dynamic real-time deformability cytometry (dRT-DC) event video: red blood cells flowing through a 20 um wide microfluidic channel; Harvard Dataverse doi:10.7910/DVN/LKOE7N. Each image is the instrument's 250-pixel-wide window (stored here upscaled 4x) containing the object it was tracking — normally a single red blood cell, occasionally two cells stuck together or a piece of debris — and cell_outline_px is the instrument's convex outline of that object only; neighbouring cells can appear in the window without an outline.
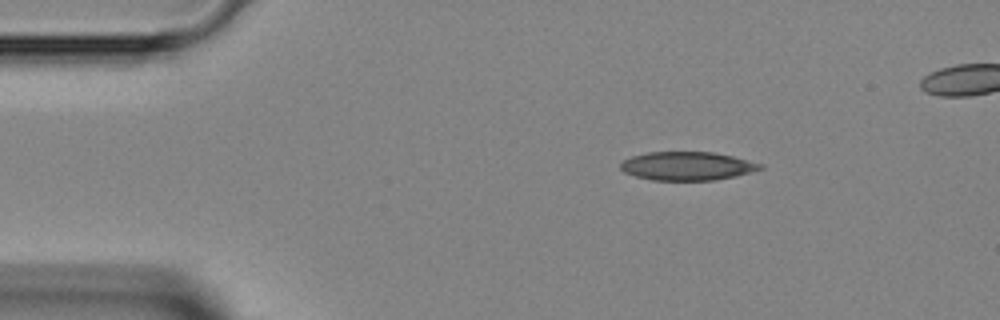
{"species": "Egyptian fruit bat (a non-hibernating species)", "species_latin": "Rousettus aegyptiacus", "temperature_condition": "room temperature", "stored_images_in_passage": 37, "camera_frame_rate_fps": 3000, "um_per_image_px": 0.085, "animal": {"sex": "female"}, "frame": {"image": 1, "passage_image": 1, "time_ms": 0.0, "image_size_px": [1000, 320], "cell_outline_px": [[764, 168], [752, 172], [736, 176], [716, 180], [652, 180], [636, 176], [624, 172], [620, 168], [620, 164], [624, 160], [632, 156], [648, 152], [716, 152], [764, 164]], "centroid_in_image_um": [58.45, 14.11], "position_along_channel_um": 26.6, "area_um2": 23.29}}
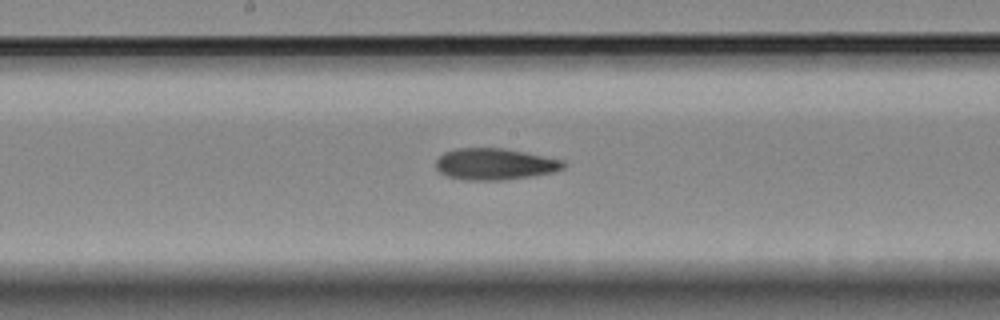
{"frame": {"image": 2, "passage_image": 17, "time_ms": 5.333, "image_size_px": [1000, 320], "cell_outline_px": [[568, 164], [564, 168], [552, 172], [532, 176], [504, 180], [464, 180], [448, 176], [440, 172], [436, 168], [436, 160], [444, 152], [456, 148], [504, 148], [564, 160]], "centroid_in_image_um": [42.07, 13.95], "position_along_channel_um": 206.1, "area_um2": 23.47}}
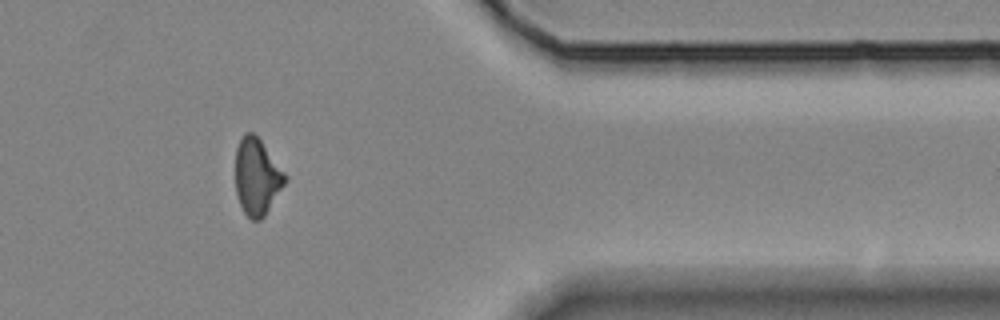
{"frame": {"image": 3, "passage_image": 31, "time_ms": 10.0, "image_size_px": [1000, 320], "cell_outline_px": [[288, 180], [264, 216], [260, 220], [252, 220], [244, 212], [240, 204], [236, 192], [236, 148], [244, 132], [252, 132], [260, 140], [288, 176]], "centroid_in_image_um": [21.85, 15.03], "position_along_channel_um": 389.5, "area_um2": 22.02}}